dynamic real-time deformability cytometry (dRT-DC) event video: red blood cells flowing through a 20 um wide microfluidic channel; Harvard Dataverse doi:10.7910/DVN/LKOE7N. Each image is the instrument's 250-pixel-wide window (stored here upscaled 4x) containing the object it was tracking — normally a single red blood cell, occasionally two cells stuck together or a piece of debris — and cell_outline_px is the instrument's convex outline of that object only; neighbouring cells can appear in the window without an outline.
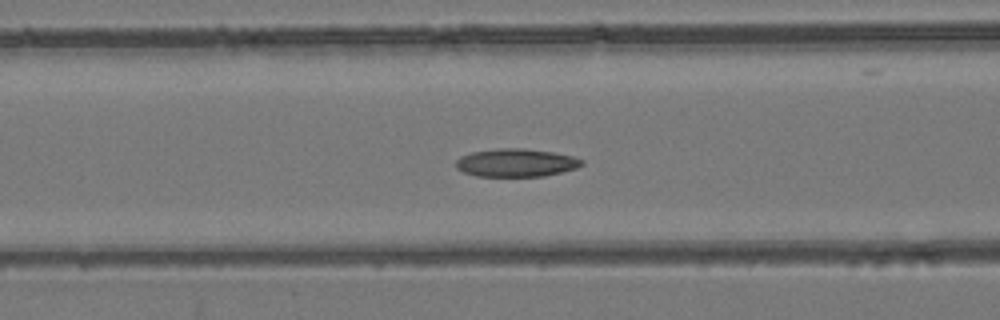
{"species": "common noctule bat (a hibernating species)", "species_latin": "Nyctalus noctula", "temperature_condition": "room temperature", "stored_images_in_passage": 53, "camera_frame_rate_fps": 3000, "um_per_image_px": 0.085, "animal": {"sex": "female", "body_mass_g": 24.6, "forearm_length_mm": 56.2}, "frame": {"image": 1, "passage_image": 22, "time_ms": 7.0, "image_size_px": [1000, 320], "cell_outline_px": [[584, 164], [576, 168], [544, 176], [476, 176], [464, 172], [456, 168], [456, 160], [460, 156], [472, 152], [496, 148], [524, 148], [552, 152], [572, 156], [584, 160]], "centroid_in_image_um": [43.85, 13.83], "position_along_channel_um": 122.7, "area_um2": 20.58}}
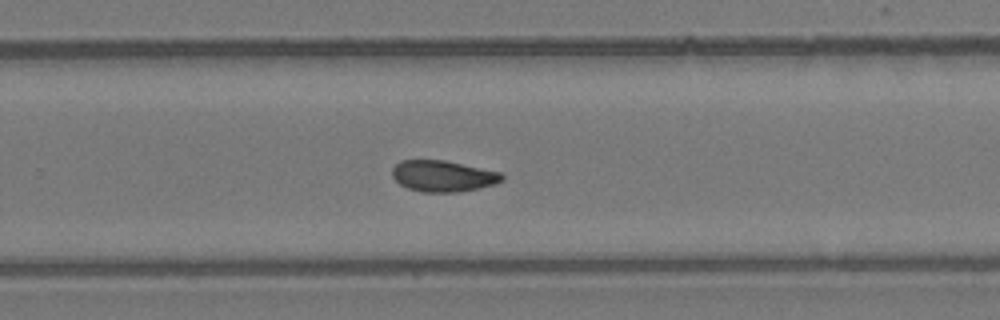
{"frame": {"image": 2, "passage_image": 35, "time_ms": 11.333, "image_size_px": [1000, 320], "cell_outline_px": [[504, 180], [496, 184], [480, 188], [456, 192], [424, 192], [408, 188], [400, 184], [392, 176], [392, 168], [400, 160], [444, 160], [500, 172], [504, 176]], "centroid_in_image_um": [37.66, 14.96], "position_along_channel_um": 292.1, "area_um2": 19.94}}
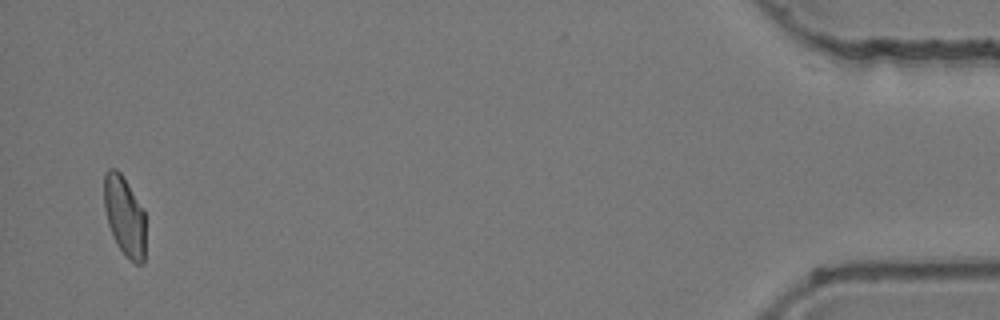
{"frame": {"image": 3, "passage_image": 52, "time_ms": 17.0, "image_size_px": [1000, 320], "cell_outline_px": [[144, 264], [136, 264], [120, 248], [108, 224], [104, 208], [104, 172], [108, 168], [116, 168], [120, 172], [144, 208]], "centroid_in_image_um": [10.58, 18.29], "position_along_channel_um": 424.6, "area_um2": 19.07}, "authors_computed_cell_mechanics": {"area_um2": 20.5768, "velocity_mm_per_s": 3.9265, "shape_relaxation_time_tau1_ms": null, "shape_relaxation_time_tau2_ms": 3.6463, "deformation_change_tau1": null, "deformation_change_tau2": 0.0756}}